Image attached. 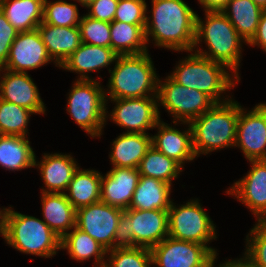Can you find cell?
<instances>
[{
  "label": "cell",
  "mask_w": 266,
  "mask_h": 267,
  "mask_svg": "<svg viewBox=\"0 0 266 267\" xmlns=\"http://www.w3.org/2000/svg\"><path fill=\"white\" fill-rule=\"evenodd\" d=\"M138 247L134 242V236L130 231V217L123 211L119 217L117 231L115 233L113 249Z\"/></svg>",
  "instance_id": "60d3db41"
},
{
  "label": "cell",
  "mask_w": 266,
  "mask_h": 267,
  "mask_svg": "<svg viewBox=\"0 0 266 267\" xmlns=\"http://www.w3.org/2000/svg\"><path fill=\"white\" fill-rule=\"evenodd\" d=\"M60 249L67 250L70 258L83 262L94 257L92 267H104L107 250L89 234L74 227L61 238Z\"/></svg>",
  "instance_id": "4316f807"
},
{
  "label": "cell",
  "mask_w": 266,
  "mask_h": 267,
  "mask_svg": "<svg viewBox=\"0 0 266 267\" xmlns=\"http://www.w3.org/2000/svg\"><path fill=\"white\" fill-rule=\"evenodd\" d=\"M2 225H3V209L0 208V235L2 236Z\"/></svg>",
  "instance_id": "c3c4849f"
},
{
  "label": "cell",
  "mask_w": 266,
  "mask_h": 267,
  "mask_svg": "<svg viewBox=\"0 0 266 267\" xmlns=\"http://www.w3.org/2000/svg\"><path fill=\"white\" fill-rule=\"evenodd\" d=\"M174 124V126L184 124L187 130L181 131L161 119L154 127L158 129L157 133L151 135L152 146L184 168L185 163L197 158L193 149L192 129L188 122H174Z\"/></svg>",
  "instance_id": "2e32d148"
},
{
  "label": "cell",
  "mask_w": 266,
  "mask_h": 267,
  "mask_svg": "<svg viewBox=\"0 0 266 267\" xmlns=\"http://www.w3.org/2000/svg\"><path fill=\"white\" fill-rule=\"evenodd\" d=\"M240 104L232 98L215 103L190 122L196 157L235 147Z\"/></svg>",
  "instance_id": "5b68a950"
},
{
  "label": "cell",
  "mask_w": 266,
  "mask_h": 267,
  "mask_svg": "<svg viewBox=\"0 0 266 267\" xmlns=\"http://www.w3.org/2000/svg\"><path fill=\"white\" fill-rule=\"evenodd\" d=\"M117 56L111 47L81 43L59 68L79 74L77 80H94L87 73L110 67Z\"/></svg>",
  "instance_id": "44dd1931"
},
{
  "label": "cell",
  "mask_w": 266,
  "mask_h": 267,
  "mask_svg": "<svg viewBox=\"0 0 266 267\" xmlns=\"http://www.w3.org/2000/svg\"><path fill=\"white\" fill-rule=\"evenodd\" d=\"M187 53L190 54L178 61V65L169 76L187 88L205 93L215 103L231 99V95L225 97L224 94L234 88L237 85L235 83L240 82L241 79L219 62L212 61L194 51Z\"/></svg>",
  "instance_id": "3957f363"
},
{
  "label": "cell",
  "mask_w": 266,
  "mask_h": 267,
  "mask_svg": "<svg viewBox=\"0 0 266 267\" xmlns=\"http://www.w3.org/2000/svg\"><path fill=\"white\" fill-rule=\"evenodd\" d=\"M262 12L252 0H230L222 10L246 44L256 34Z\"/></svg>",
  "instance_id": "f1b7e54d"
},
{
  "label": "cell",
  "mask_w": 266,
  "mask_h": 267,
  "mask_svg": "<svg viewBox=\"0 0 266 267\" xmlns=\"http://www.w3.org/2000/svg\"><path fill=\"white\" fill-rule=\"evenodd\" d=\"M51 62L56 67H59L48 55L38 29H34L19 32L10 47L3 69L12 72L28 73L27 70H36Z\"/></svg>",
  "instance_id": "5bb4252c"
},
{
  "label": "cell",
  "mask_w": 266,
  "mask_h": 267,
  "mask_svg": "<svg viewBox=\"0 0 266 267\" xmlns=\"http://www.w3.org/2000/svg\"><path fill=\"white\" fill-rule=\"evenodd\" d=\"M111 145L109 159L112 167L138 168L140 161L152 147V137L148 132H123Z\"/></svg>",
  "instance_id": "603a6c76"
},
{
  "label": "cell",
  "mask_w": 266,
  "mask_h": 267,
  "mask_svg": "<svg viewBox=\"0 0 266 267\" xmlns=\"http://www.w3.org/2000/svg\"><path fill=\"white\" fill-rule=\"evenodd\" d=\"M117 6L118 0H94L85 6L88 10L86 15L111 23L114 20Z\"/></svg>",
  "instance_id": "ab89813d"
},
{
  "label": "cell",
  "mask_w": 266,
  "mask_h": 267,
  "mask_svg": "<svg viewBox=\"0 0 266 267\" xmlns=\"http://www.w3.org/2000/svg\"><path fill=\"white\" fill-rule=\"evenodd\" d=\"M115 103L112 111H106V123L109 118L125 133H142L154 127L160 121L157 96L125 99H106ZM108 113V114H107Z\"/></svg>",
  "instance_id": "30bf717a"
},
{
  "label": "cell",
  "mask_w": 266,
  "mask_h": 267,
  "mask_svg": "<svg viewBox=\"0 0 266 267\" xmlns=\"http://www.w3.org/2000/svg\"><path fill=\"white\" fill-rule=\"evenodd\" d=\"M18 34L19 31L9 23L0 9V68L5 66L10 47Z\"/></svg>",
  "instance_id": "f35d334b"
},
{
  "label": "cell",
  "mask_w": 266,
  "mask_h": 267,
  "mask_svg": "<svg viewBox=\"0 0 266 267\" xmlns=\"http://www.w3.org/2000/svg\"><path fill=\"white\" fill-rule=\"evenodd\" d=\"M266 231V215L257 222Z\"/></svg>",
  "instance_id": "bcb514c9"
},
{
  "label": "cell",
  "mask_w": 266,
  "mask_h": 267,
  "mask_svg": "<svg viewBox=\"0 0 266 267\" xmlns=\"http://www.w3.org/2000/svg\"><path fill=\"white\" fill-rule=\"evenodd\" d=\"M130 231L138 247L151 249L168 237V210L126 209Z\"/></svg>",
  "instance_id": "ac0fdd59"
},
{
  "label": "cell",
  "mask_w": 266,
  "mask_h": 267,
  "mask_svg": "<svg viewBox=\"0 0 266 267\" xmlns=\"http://www.w3.org/2000/svg\"><path fill=\"white\" fill-rule=\"evenodd\" d=\"M101 178L102 172L95 169L79 167L74 173L64 194L76 210L100 201Z\"/></svg>",
  "instance_id": "484cf974"
},
{
  "label": "cell",
  "mask_w": 266,
  "mask_h": 267,
  "mask_svg": "<svg viewBox=\"0 0 266 267\" xmlns=\"http://www.w3.org/2000/svg\"><path fill=\"white\" fill-rule=\"evenodd\" d=\"M29 137L0 135V166L8 171L34 168L35 151Z\"/></svg>",
  "instance_id": "f546056e"
},
{
  "label": "cell",
  "mask_w": 266,
  "mask_h": 267,
  "mask_svg": "<svg viewBox=\"0 0 266 267\" xmlns=\"http://www.w3.org/2000/svg\"><path fill=\"white\" fill-rule=\"evenodd\" d=\"M79 29L82 43L110 47V23L84 14L79 22Z\"/></svg>",
  "instance_id": "d590c367"
},
{
  "label": "cell",
  "mask_w": 266,
  "mask_h": 267,
  "mask_svg": "<svg viewBox=\"0 0 266 267\" xmlns=\"http://www.w3.org/2000/svg\"><path fill=\"white\" fill-rule=\"evenodd\" d=\"M183 168L173 159L157 151L153 146L146 152L139 163L138 172L141 176L152 177L172 185L178 179Z\"/></svg>",
  "instance_id": "1f68e13d"
},
{
  "label": "cell",
  "mask_w": 266,
  "mask_h": 267,
  "mask_svg": "<svg viewBox=\"0 0 266 267\" xmlns=\"http://www.w3.org/2000/svg\"><path fill=\"white\" fill-rule=\"evenodd\" d=\"M247 45L258 46L260 49L262 48L263 52H266V10H263L261 14L256 34Z\"/></svg>",
  "instance_id": "b9f144b4"
},
{
  "label": "cell",
  "mask_w": 266,
  "mask_h": 267,
  "mask_svg": "<svg viewBox=\"0 0 266 267\" xmlns=\"http://www.w3.org/2000/svg\"><path fill=\"white\" fill-rule=\"evenodd\" d=\"M147 11L145 0H118L114 21L145 25Z\"/></svg>",
  "instance_id": "8d00e7d4"
},
{
  "label": "cell",
  "mask_w": 266,
  "mask_h": 267,
  "mask_svg": "<svg viewBox=\"0 0 266 267\" xmlns=\"http://www.w3.org/2000/svg\"><path fill=\"white\" fill-rule=\"evenodd\" d=\"M123 211L99 201L76 210L75 227L89 234L108 251L113 249L119 217Z\"/></svg>",
  "instance_id": "4fadbf2b"
},
{
  "label": "cell",
  "mask_w": 266,
  "mask_h": 267,
  "mask_svg": "<svg viewBox=\"0 0 266 267\" xmlns=\"http://www.w3.org/2000/svg\"><path fill=\"white\" fill-rule=\"evenodd\" d=\"M150 249L144 247L114 248L106 252L104 267H151Z\"/></svg>",
  "instance_id": "e575fe53"
},
{
  "label": "cell",
  "mask_w": 266,
  "mask_h": 267,
  "mask_svg": "<svg viewBox=\"0 0 266 267\" xmlns=\"http://www.w3.org/2000/svg\"><path fill=\"white\" fill-rule=\"evenodd\" d=\"M0 99L25 107L35 114H46V104L28 73L0 68Z\"/></svg>",
  "instance_id": "e0dca14e"
},
{
  "label": "cell",
  "mask_w": 266,
  "mask_h": 267,
  "mask_svg": "<svg viewBox=\"0 0 266 267\" xmlns=\"http://www.w3.org/2000/svg\"><path fill=\"white\" fill-rule=\"evenodd\" d=\"M94 80H75L67 97V113L92 138H101L108 110L104 86Z\"/></svg>",
  "instance_id": "52a82bcc"
},
{
  "label": "cell",
  "mask_w": 266,
  "mask_h": 267,
  "mask_svg": "<svg viewBox=\"0 0 266 267\" xmlns=\"http://www.w3.org/2000/svg\"><path fill=\"white\" fill-rule=\"evenodd\" d=\"M172 201L168 209V236L181 241L205 245L214 255L217 249L209 246L217 238L216 225L203 209L198 198L177 206Z\"/></svg>",
  "instance_id": "ba28073f"
},
{
  "label": "cell",
  "mask_w": 266,
  "mask_h": 267,
  "mask_svg": "<svg viewBox=\"0 0 266 267\" xmlns=\"http://www.w3.org/2000/svg\"><path fill=\"white\" fill-rule=\"evenodd\" d=\"M110 47L117 55L140 54L148 51L145 25L112 21Z\"/></svg>",
  "instance_id": "4dcf8cb0"
},
{
  "label": "cell",
  "mask_w": 266,
  "mask_h": 267,
  "mask_svg": "<svg viewBox=\"0 0 266 267\" xmlns=\"http://www.w3.org/2000/svg\"><path fill=\"white\" fill-rule=\"evenodd\" d=\"M235 147L248 161L266 160V103L250 111L240 105Z\"/></svg>",
  "instance_id": "7c38bea8"
},
{
  "label": "cell",
  "mask_w": 266,
  "mask_h": 267,
  "mask_svg": "<svg viewBox=\"0 0 266 267\" xmlns=\"http://www.w3.org/2000/svg\"><path fill=\"white\" fill-rule=\"evenodd\" d=\"M43 221L60 238L76 226V209L64 193H42Z\"/></svg>",
  "instance_id": "cb8c5ba5"
},
{
  "label": "cell",
  "mask_w": 266,
  "mask_h": 267,
  "mask_svg": "<svg viewBox=\"0 0 266 267\" xmlns=\"http://www.w3.org/2000/svg\"><path fill=\"white\" fill-rule=\"evenodd\" d=\"M114 64L113 69H108L110 78L104 89L106 99L157 96L160 76L154 69L149 51L118 55Z\"/></svg>",
  "instance_id": "277c9868"
},
{
  "label": "cell",
  "mask_w": 266,
  "mask_h": 267,
  "mask_svg": "<svg viewBox=\"0 0 266 267\" xmlns=\"http://www.w3.org/2000/svg\"><path fill=\"white\" fill-rule=\"evenodd\" d=\"M204 14V20L198 14L196 15L193 51L227 66L240 78L238 71L241 66L242 46L247 44L222 11L205 12ZM201 42L208 48L205 50L200 48Z\"/></svg>",
  "instance_id": "7a4b0ae2"
},
{
  "label": "cell",
  "mask_w": 266,
  "mask_h": 267,
  "mask_svg": "<svg viewBox=\"0 0 266 267\" xmlns=\"http://www.w3.org/2000/svg\"><path fill=\"white\" fill-rule=\"evenodd\" d=\"M244 255L241 258L237 259H228L221 264H218L217 267H259L256 265L249 256L244 252ZM218 253L213 257L212 267H216L215 261L217 260Z\"/></svg>",
  "instance_id": "7bdbcfd3"
},
{
  "label": "cell",
  "mask_w": 266,
  "mask_h": 267,
  "mask_svg": "<svg viewBox=\"0 0 266 267\" xmlns=\"http://www.w3.org/2000/svg\"><path fill=\"white\" fill-rule=\"evenodd\" d=\"M31 110L0 99V135L27 137Z\"/></svg>",
  "instance_id": "d6a6232c"
},
{
  "label": "cell",
  "mask_w": 266,
  "mask_h": 267,
  "mask_svg": "<svg viewBox=\"0 0 266 267\" xmlns=\"http://www.w3.org/2000/svg\"><path fill=\"white\" fill-rule=\"evenodd\" d=\"M3 207L2 237L22 254L54 257L60 249L61 238L42 220Z\"/></svg>",
  "instance_id": "8992f818"
},
{
  "label": "cell",
  "mask_w": 266,
  "mask_h": 267,
  "mask_svg": "<svg viewBox=\"0 0 266 267\" xmlns=\"http://www.w3.org/2000/svg\"><path fill=\"white\" fill-rule=\"evenodd\" d=\"M245 253L259 267H266V231L256 222L245 239Z\"/></svg>",
  "instance_id": "74e56055"
},
{
  "label": "cell",
  "mask_w": 266,
  "mask_h": 267,
  "mask_svg": "<svg viewBox=\"0 0 266 267\" xmlns=\"http://www.w3.org/2000/svg\"><path fill=\"white\" fill-rule=\"evenodd\" d=\"M153 267H212L214 254L203 244L166 237L150 249Z\"/></svg>",
  "instance_id": "8fae6325"
},
{
  "label": "cell",
  "mask_w": 266,
  "mask_h": 267,
  "mask_svg": "<svg viewBox=\"0 0 266 267\" xmlns=\"http://www.w3.org/2000/svg\"><path fill=\"white\" fill-rule=\"evenodd\" d=\"M44 0H0V9L19 32L37 29L43 21Z\"/></svg>",
  "instance_id": "83f0119b"
},
{
  "label": "cell",
  "mask_w": 266,
  "mask_h": 267,
  "mask_svg": "<svg viewBox=\"0 0 266 267\" xmlns=\"http://www.w3.org/2000/svg\"><path fill=\"white\" fill-rule=\"evenodd\" d=\"M73 1H75V3L77 1L78 3H80L79 5H81L82 7H85L86 5H88L90 2L94 0H73Z\"/></svg>",
  "instance_id": "7dc6e473"
},
{
  "label": "cell",
  "mask_w": 266,
  "mask_h": 267,
  "mask_svg": "<svg viewBox=\"0 0 266 267\" xmlns=\"http://www.w3.org/2000/svg\"><path fill=\"white\" fill-rule=\"evenodd\" d=\"M151 6L145 24L147 47L154 41L158 48L193 51L197 12L183 0H152Z\"/></svg>",
  "instance_id": "6da1fadb"
},
{
  "label": "cell",
  "mask_w": 266,
  "mask_h": 267,
  "mask_svg": "<svg viewBox=\"0 0 266 267\" xmlns=\"http://www.w3.org/2000/svg\"><path fill=\"white\" fill-rule=\"evenodd\" d=\"M78 6L66 0L43 2V21L52 26L74 27L79 26L81 20Z\"/></svg>",
  "instance_id": "836d02e7"
},
{
  "label": "cell",
  "mask_w": 266,
  "mask_h": 267,
  "mask_svg": "<svg viewBox=\"0 0 266 267\" xmlns=\"http://www.w3.org/2000/svg\"><path fill=\"white\" fill-rule=\"evenodd\" d=\"M249 162L248 173L226 189V194L247 206L258 222L266 215V160Z\"/></svg>",
  "instance_id": "9a60e30c"
},
{
  "label": "cell",
  "mask_w": 266,
  "mask_h": 267,
  "mask_svg": "<svg viewBox=\"0 0 266 267\" xmlns=\"http://www.w3.org/2000/svg\"><path fill=\"white\" fill-rule=\"evenodd\" d=\"M256 5L266 10V0H252Z\"/></svg>",
  "instance_id": "f6af8a7d"
},
{
  "label": "cell",
  "mask_w": 266,
  "mask_h": 267,
  "mask_svg": "<svg viewBox=\"0 0 266 267\" xmlns=\"http://www.w3.org/2000/svg\"><path fill=\"white\" fill-rule=\"evenodd\" d=\"M158 112L161 120L160 106H163L174 122H188L201 116L215 102L205 93L187 88L174 81L169 75L158 79L157 88Z\"/></svg>",
  "instance_id": "9c48e42d"
},
{
  "label": "cell",
  "mask_w": 266,
  "mask_h": 267,
  "mask_svg": "<svg viewBox=\"0 0 266 267\" xmlns=\"http://www.w3.org/2000/svg\"><path fill=\"white\" fill-rule=\"evenodd\" d=\"M172 186L159 179L140 175L129 209L168 210L173 201L170 199Z\"/></svg>",
  "instance_id": "d4e9b609"
},
{
  "label": "cell",
  "mask_w": 266,
  "mask_h": 267,
  "mask_svg": "<svg viewBox=\"0 0 266 267\" xmlns=\"http://www.w3.org/2000/svg\"><path fill=\"white\" fill-rule=\"evenodd\" d=\"M79 167L71 154L44 153L40 162L35 155L34 168L40 170L45 185L40 192L64 193Z\"/></svg>",
  "instance_id": "d6986e66"
},
{
  "label": "cell",
  "mask_w": 266,
  "mask_h": 267,
  "mask_svg": "<svg viewBox=\"0 0 266 267\" xmlns=\"http://www.w3.org/2000/svg\"><path fill=\"white\" fill-rule=\"evenodd\" d=\"M230 0H198L204 12L222 11Z\"/></svg>",
  "instance_id": "ee69618b"
},
{
  "label": "cell",
  "mask_w": 266,
  "mask_h": 267,
  "mask_svg": "<svg viewBox=\"0 0 266 267\" xmlns=\"http://www.w3.org/2000/svg\"><path fill=\"white\" fill-rule=\"evenodd\" d=\"M139 179L138 168L112 167L102 174L100 201L122 210L129 209Z\"/></svg>",
  "instance_id": "ffe728a7"
},
{
  "label": "cell",
  "mask_w": 266,
  "mask_h": 267,
  "mask_svg": "<svg viewBox=\"0 0 266 267\" xmlns=\"http://www.w3.org/2000/svg\"><path fill=\"white\" fill-rule=\"evenodd\" d=\"M37 29L48 55L59 67L82 43L79 26H52L41 22Z\"/></svg>",
  "instance_id": "7402d4cb"
}]
</instances>
